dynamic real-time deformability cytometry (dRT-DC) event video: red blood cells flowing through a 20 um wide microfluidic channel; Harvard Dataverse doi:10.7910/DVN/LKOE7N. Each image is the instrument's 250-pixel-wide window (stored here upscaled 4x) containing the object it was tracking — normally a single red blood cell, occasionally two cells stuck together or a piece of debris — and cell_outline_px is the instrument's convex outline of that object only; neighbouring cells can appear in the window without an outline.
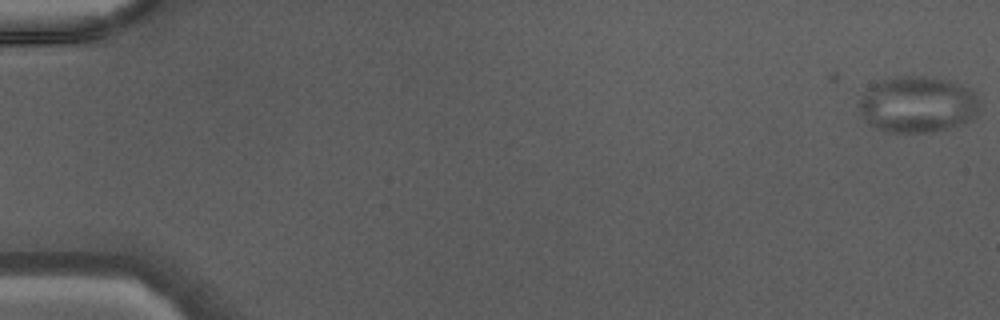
{"species": "Egyptian fruit bat (a non-hibernating species)", "species_latin": "Rousettus aegyptiacus", "temperature_condition": "warm", "stored_images_in_passage": 46, "camera_frame_rate_fps": 3000, "um_per_image_px": 0.085, "animal": {"sex": "male"}, "frame": {"image": 1, "passage_image": 1, "time_ms": 0.0, "image_size_px": [1000, 320], "cell_outline_px": [[980, 104], [976, 116], [972, 120], [960, 124], [932, 132], [884, 132], [872, 128], [864, 120], [856, 104], [864, 92], [868, 88], [880, 80], [896, 76], [924, 76], [948, 80], [972, 88], [976, 92], [980, 100]], "centroid_in_image_um": [77.98, 8.88], "position_along_channel_um": 7.0, "area_um2": 40.34}}
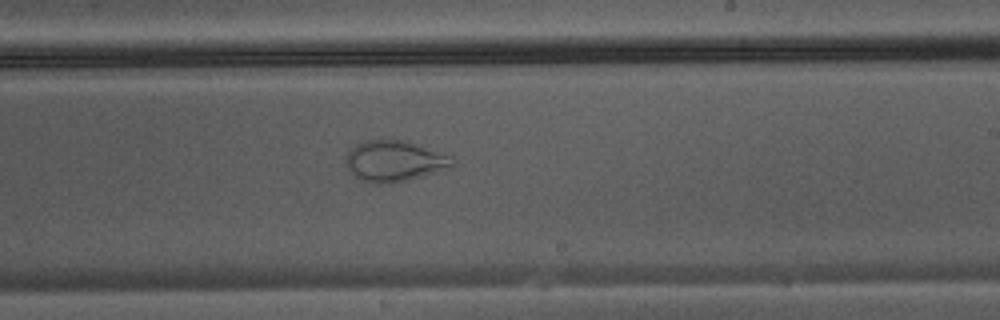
{"frame": {"image": 2, "passage_image": 29, "time_ms": 9.333, "image_size_px": [1000, 320], "cell_outline_px": [[452, 168], [424, 176], [392, 184], [380, 184], [360, 180], [348, 172], [344, 160], [344, 156], [356, 144], [368, 140], [408, 140], [452, 156]], "centroid_in_image_um": [33.51, 13.7], "position_along_channel_um": 255.5, "area_um2": 25.89}}
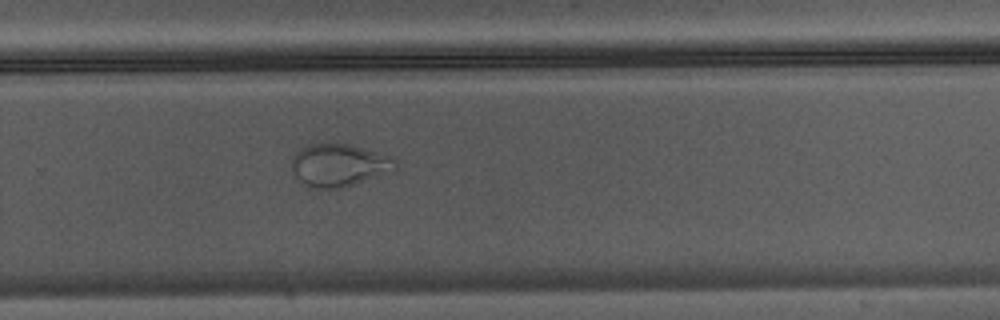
{"frame": {"image": 3, "passage_image": 32, "time_ms": 10.333, "image_size_px": [1000, 320], "cell_outline_px": [[396, 172], [340, 188], [308, 188], [292, 172], [292, 156], [300, 148], [308, 144], [348, 144], [396, 160]], "centroid_in_image_um": [28.78, 14.07], "position_along_channel_um": 301.0, "area_um2": 25.55}}